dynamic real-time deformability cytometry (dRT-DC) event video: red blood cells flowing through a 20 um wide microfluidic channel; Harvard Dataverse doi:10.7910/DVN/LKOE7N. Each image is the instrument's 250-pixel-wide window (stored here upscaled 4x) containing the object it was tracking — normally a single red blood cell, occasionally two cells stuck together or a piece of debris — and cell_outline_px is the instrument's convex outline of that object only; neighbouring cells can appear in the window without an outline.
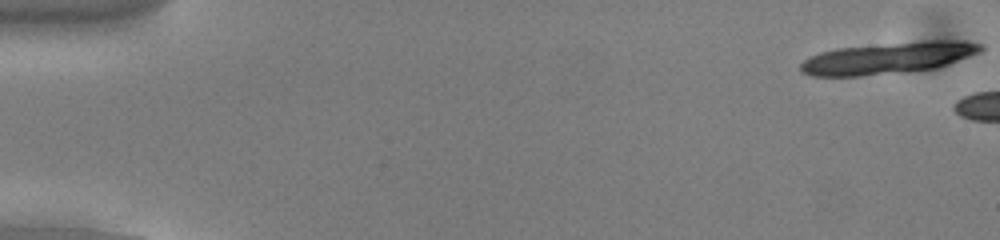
{"species": "common noctule bat (a hibernating species)", "species_latin": "Nyctalus noctula", "temperature_condition": "cold", "stored_images_in_passage": 5, "camera_frame_rate_fps": 3000, "um_per_image_px": 0.085, "animal": {"sex": "male", "body_mass_g": 13.0, "forearm_length_mm": 53.1}, "frame": {"image": 1, "passage_image": 1, "time_ms": 0.0, "image_size_px": [1000, 240], "cell_outline_px": [[984, 48], [980, 52], [936, 68], [912, 72], [860, 76], [812, 76], [800, 72], [800, 64], [804, 60], [820, 52], [836, 48], [928, 40], [968, 40], [984, 44]], "centroid_in_image_um": [75.53, 4.93], "position_along_channel_um": 9.5, "area_um2": 33.52}}